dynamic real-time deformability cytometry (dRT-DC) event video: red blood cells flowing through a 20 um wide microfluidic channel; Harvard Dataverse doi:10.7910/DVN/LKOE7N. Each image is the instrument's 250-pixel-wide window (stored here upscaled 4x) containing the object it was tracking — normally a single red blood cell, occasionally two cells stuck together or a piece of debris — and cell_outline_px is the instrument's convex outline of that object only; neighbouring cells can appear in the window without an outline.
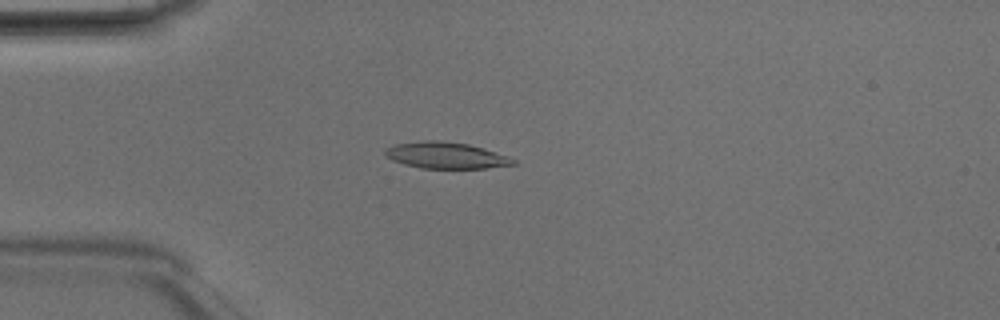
{"species": "Egyptian fruit bat (a non-hibernating species)", "species_latin": "Rousettus aegyptiacus", "temperature_condition": "room temperature", "stored_images_in_passage": 48, "camera_frame_rate_fps": 3000, "um_per_image_px": 0.085, "animal": {"sex": "male"}, "frame": {"image": 1, "passage_image": 13, "time_ms": 4.0, "image_size_px": [1000, 320], "cell_outline_px": [[516, 164], [484, 168], [420, 168], [404, 164], [392, 160], [384, 156], [384, 152], [392, 144], [424, 140], [436, 140], [468, 144], [484, 148], [508, 156], [516, 160]], "centroid_in_image_um": [37.87, 13.2], "position_along_channel_um": 47.1, "area_um2": 19.71}}
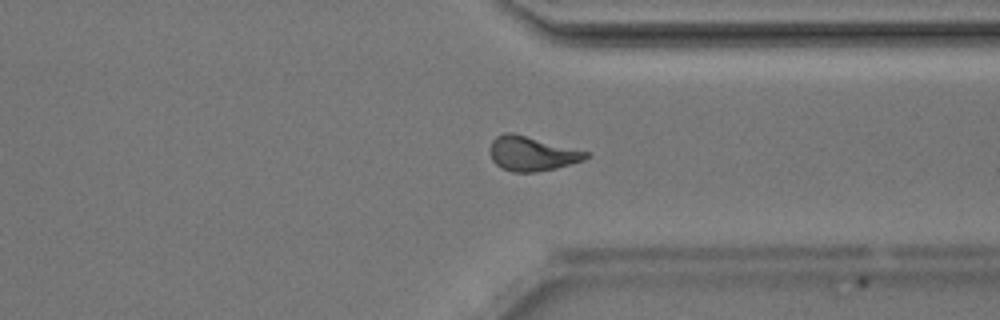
{"frame": {"image": 2, "passage_image": 37, "time_ms": 12.0, "image_size_px": [1000, 320], "cell_outline_px": [[588, 156], [584, 160], [556, 168], [536, 172], [512, 172], [500, 168], [492, 160], [488, 148], [492, 140], [496, 136], [504, 132], [512, 132], [588, 152]], "centroid_in_image_um": [45.14, 13.06], "position_along_channel_um": 366.3, "area_um2": 19.31}}
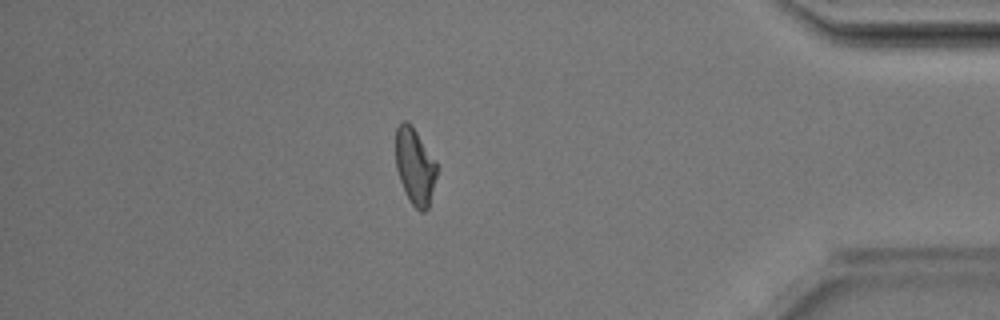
{"frame": {"image": 3, "passage_image": 42, "time_ms": 13.667, "image_size_px": [1000, 320], "cell_outline_px": [[436, 176], [428, 208], [424, 212], [420, 212], [412, 204], [400, 180], [396, 168], [396, 128], [404, 120], [408, 120], [412, 124], [436, 160]], "centroid_in_image_um": [35.27, 14.09], "position_along_channel_um": 399.9, "area_um2": 18.21}, "authors_computed_cell_mechanics": {"area_um2": 19.074, "velocity_mm_per_s": 4.2012, "shape_relaxation_time_tau1_ms": 5.1418, "shape_relaxation_time_tau2_ms": 2.1265, "deformation_change_tau1": 0.1901, "deformation_change_tau2": 0.0953}}